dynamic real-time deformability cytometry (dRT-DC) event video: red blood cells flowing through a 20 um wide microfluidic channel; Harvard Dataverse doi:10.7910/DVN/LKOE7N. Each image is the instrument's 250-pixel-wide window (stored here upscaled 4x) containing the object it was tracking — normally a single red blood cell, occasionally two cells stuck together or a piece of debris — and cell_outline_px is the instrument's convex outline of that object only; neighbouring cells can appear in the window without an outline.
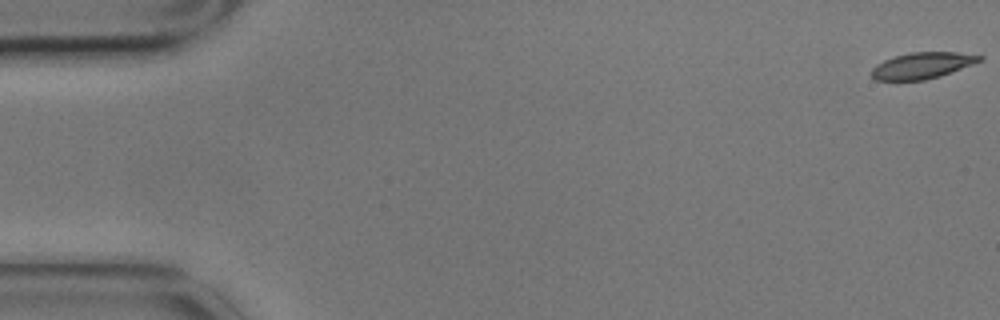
{"species": "common noctule bat (a hibernating species)", "species_latin": "Nyctalus noctula", "temperature_condition": "cold", "stored_images_in_passage": 11, "camera_frame_rate_fps": 3000, "um_per_image_px": 0.085, "animal": {"sex": "male", "body_mass_g": 17.9}, "frame": {"image": 1, "passage_image": 1, "time_ms": 0.0, "image_size_px": [1000, 320], "cell_outline_px": [[984, 60], [940, 76], [924, 80], [876, 80], [872, 76], [872, 68], [876, 64], [884, 60], [896, 56], [912, 52], [956, 52], [984, 56]], "centroid_in_image_um": [78.42, 5.56], "position_along_channel_um": 6.6, "area_um2": 16.42}}